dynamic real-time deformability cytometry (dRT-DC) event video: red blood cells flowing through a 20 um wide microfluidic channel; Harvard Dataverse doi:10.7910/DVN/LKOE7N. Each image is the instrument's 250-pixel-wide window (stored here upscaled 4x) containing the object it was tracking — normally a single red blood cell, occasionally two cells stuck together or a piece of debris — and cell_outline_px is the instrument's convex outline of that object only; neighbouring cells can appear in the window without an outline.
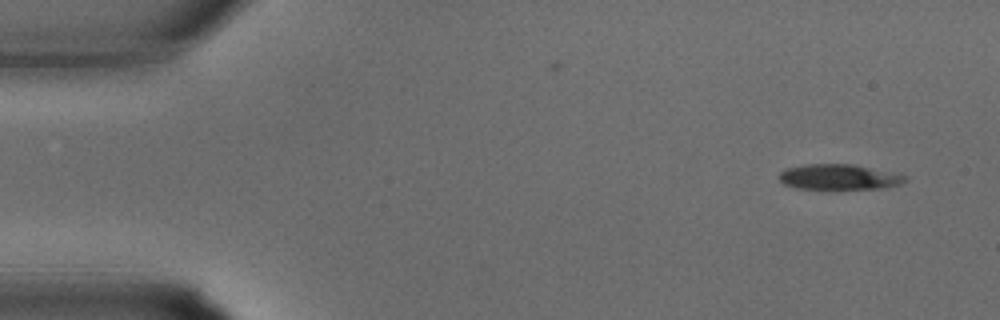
{"species": "common noctule bat (a hibernating species)", "species_latin": "Nyctalus noctula", "temperature_condition": "warm", "stored_images_in_passage": 32, "camera_frame_rate_fps": 3000, "um_per_image_px": 0.085, "animal": {"sex": "male", "body_mass_g": 15.6}, "frame": {"image": 1, "passage_image": 1, "time_ms": 0.0, "image_size_px": [1000, 320], "cell_outline_px": [[908, 180], [900, 184], [884, 188], [796, 188], [784, 184], [780, 180], [780, 172], [788, 168], [804, 164], [852, 164], [904, 176]], "centroid_in_image_um": [71.26, 15.04], "position_along_channel_um": 13.7, "area_um2": 18.03}}
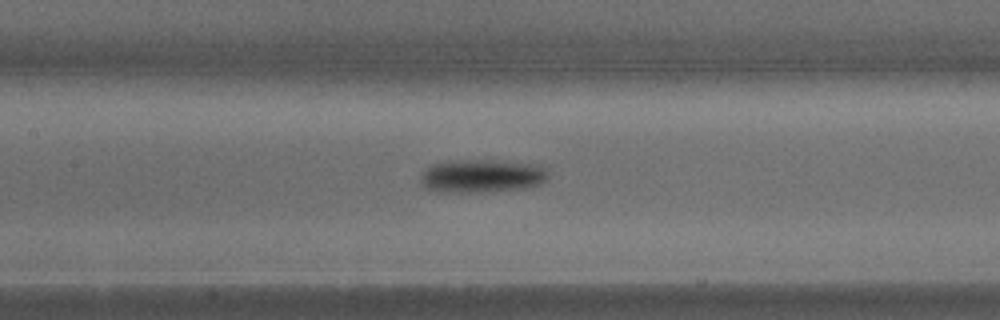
{"frame": {"image": 2, "passage_image": 14, "time_ms": 4.333, "image_size_px": [1000, 320], "cell_outline_px": [[548, 176], [540, 184], [524, 188], [476, 192], [436, 192], [428, 188], [420, 180], [420, 172], [424, 168], [432, 164], [444, 160], [484, 160], [540, 164], [548, 168]], "centroid_in_image_um": [40.92, 14.94], "position_along_channel_um": 166.5, "area_um2": 24.97}}
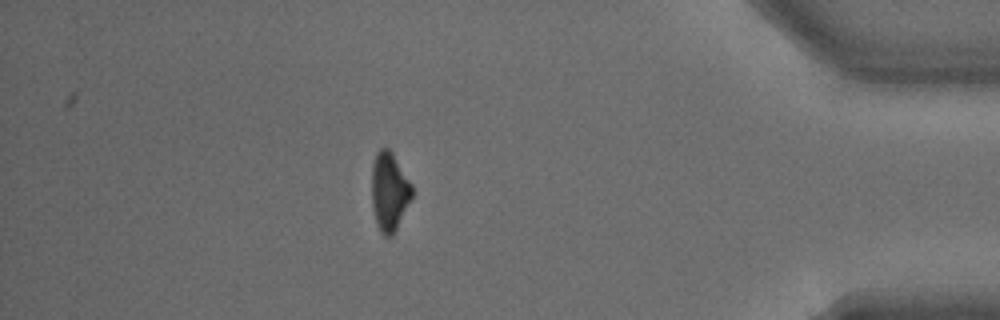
{"frame": {"image": 3, "passage_image": 28, "time_ms": 9.0, "image_size_px": [1000, 320], "cell_outline_px": [[412, 196], [392, 236], [384, 236], [380, 232], [376, 224], [372, 208], [372, 164], [376, 152], [380, 148], [388, 148], [392, 152], [412, 184]], "centroid_in_image_um": [33.07, 16.27], "position_along_channel_um": 402.1, "area_um2": 18.38}}